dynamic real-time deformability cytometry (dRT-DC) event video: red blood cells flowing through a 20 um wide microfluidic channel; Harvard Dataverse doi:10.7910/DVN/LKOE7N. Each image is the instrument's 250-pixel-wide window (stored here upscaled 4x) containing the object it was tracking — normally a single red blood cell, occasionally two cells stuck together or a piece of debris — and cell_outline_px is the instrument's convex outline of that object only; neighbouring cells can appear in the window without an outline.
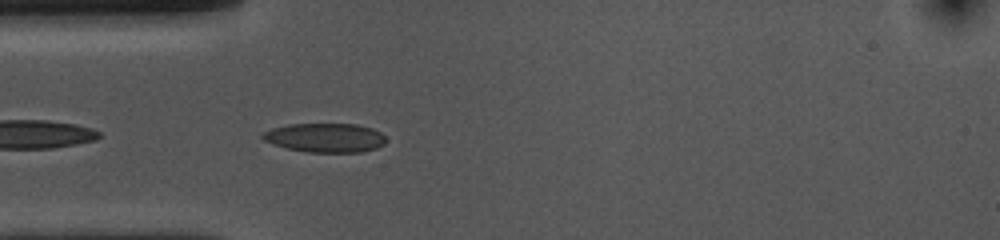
{"species": "common noctule bat (a hibernating species)", "species_latin": "Nyctalus noctula", "temperature_condition": "cold", "stored_images_in_passage": 8, "camera_frame_rate_fps": 3000, "um_per_image_px": 0.085, "animal": {"sex": "female", "body_mass_g": 10.0, "forearm_length_mm": 53.1}, "frame": {"image": 1, "passage_image": 2, "time_ms": 0.333, "image_size_px": [1000, 240], "cell_outline_px": [[384, 144], [376, 148], [360, 152], [308, 152], [288, 148], [264, 140], [260, 136], [264, 132], [272, 128], [288, 124], [356, 124], [372, 128], [380, 132], [384, 136]], "centroid_in_image_um": [27.65, 11.7], "position_along_channel_um": 57.4, "area_um2": 20.69}}
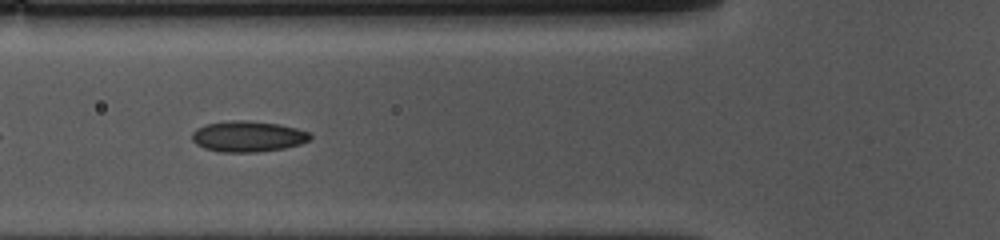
{"frame": {"image": 2, "passage_image": 6, "time_ms": 1.667, "image_size_px": [1000, 240], "cell_outline_px": [[312, 140], [300, 144], [284, 148], [256, 152], [220, 152], [204, 148], [196, 144], [192, 140], [192, 132], [196, 128], [204, 124], [228, 120], [248, 120], [280, 124], [296, 128], [308, 132], [312, 136]], "centroid_in_image_um": [21.06, 11.58], "position_along_channel_um": 104.7, "area_um2": 21.5}}